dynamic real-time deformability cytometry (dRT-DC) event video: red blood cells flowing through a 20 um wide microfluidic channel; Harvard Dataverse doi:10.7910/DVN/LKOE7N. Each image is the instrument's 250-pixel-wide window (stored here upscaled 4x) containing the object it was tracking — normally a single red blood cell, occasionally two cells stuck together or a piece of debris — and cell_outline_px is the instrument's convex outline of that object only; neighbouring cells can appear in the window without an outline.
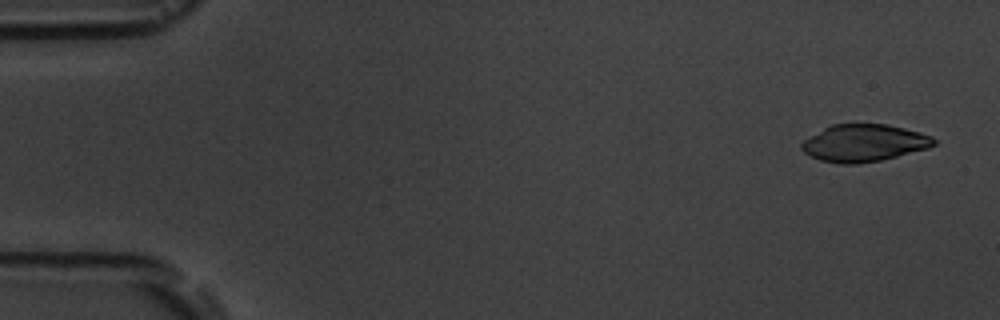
{"species": "common noctule bat (a hibernating species)", "species_latin": "Nyctalus noctula", "temperature_condition": "room temperature", "stored_images_in_passage": 4, "camera_frame_rate_fps": 3000, "um_per_image_px": 0.085, "animal": {"sex": "male", "body_mass_g": 19.5, "forearm_length_mm": 54.6}, "frame": {"image": 1, "passage_image": 1, "time_ms": 0.0, "image_size_px": [1000, 320], "cell_outline_px": [[936, 144], [928, 148], [880, 160], [856, 164], [840, 164], [820, 160], [804, 152], [800, 148], [800, 144], [804, 140], [824, 128], [832, 124], [888, 124], [920, 132], [932, 136], [936, 140]], "centroid_in_image_um": [73.44, 12.15], "position_along_channel_um": 11.6, "area_um2": 28.55}}